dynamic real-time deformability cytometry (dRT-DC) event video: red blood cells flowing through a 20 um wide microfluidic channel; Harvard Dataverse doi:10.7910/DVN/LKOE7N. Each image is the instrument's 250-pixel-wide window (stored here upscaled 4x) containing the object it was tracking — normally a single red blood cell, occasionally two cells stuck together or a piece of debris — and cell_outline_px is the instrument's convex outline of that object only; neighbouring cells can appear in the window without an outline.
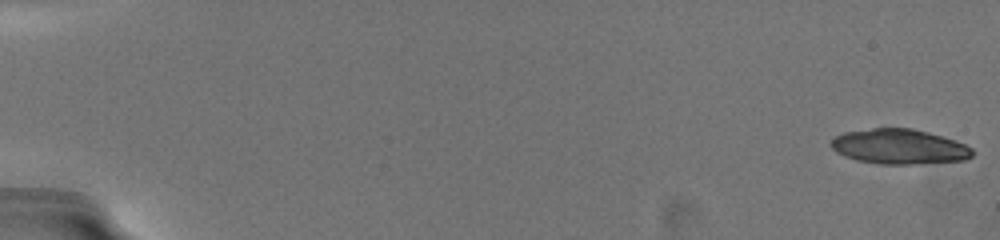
{"species": "common noctule bat (a hibernating species)", "species_latin": "Nyctalus noctula", "temperature_condition": "warm", "stored_images_in_passage": 65, "camera_frame_rate_fps": 3000, "um_per_image_px": 0.085, "animal": {"sex": "female", "body_mass_g": 19.5, "forearm_length_mm": 54.1}, "frame": {"image": 1, "passage_image": 1, "time_ms": 0.0, "image_size_px": [1000, 240], "cell_outline_px": [[976, 152], [968, 160], [912, 164], [880, 164], [856, 160], [844, 156], [836, 152], [832, 148], [832, 140], [836, 136], [844, 132], [872, 128], [912, 128], [928, 132], [964, 144], [972, 148]], "centroid_in_image_um": [76.45, 12.47], "position_along_channel_um": 8.5, "area_um2": 28.78}}
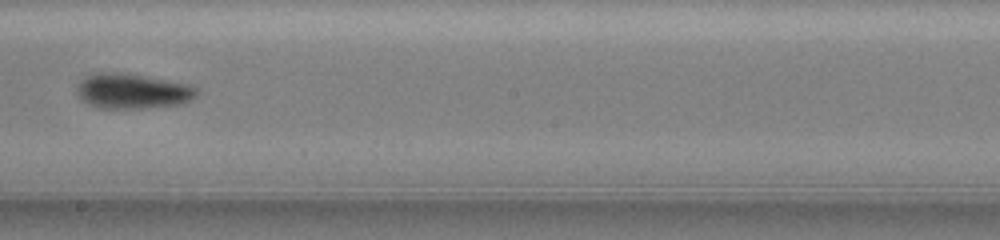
{"frame": {"image": 2, "passage_image": 41, "time_ms": 11.667, "image_size_px": [1000, 240], "cell_outline_px": [[196, 96], [180, 104], [144, 108], [100, 108], [88, 104], [76, 92], [76, 84], [84, 76], [96, 72], [120, 72], [144, 76], [188, 84], [196, 88]], "centroid_in_image_um": [11.19, 7.73], "position_along_channel_um": 237.0, "area_um2": 24.39}}